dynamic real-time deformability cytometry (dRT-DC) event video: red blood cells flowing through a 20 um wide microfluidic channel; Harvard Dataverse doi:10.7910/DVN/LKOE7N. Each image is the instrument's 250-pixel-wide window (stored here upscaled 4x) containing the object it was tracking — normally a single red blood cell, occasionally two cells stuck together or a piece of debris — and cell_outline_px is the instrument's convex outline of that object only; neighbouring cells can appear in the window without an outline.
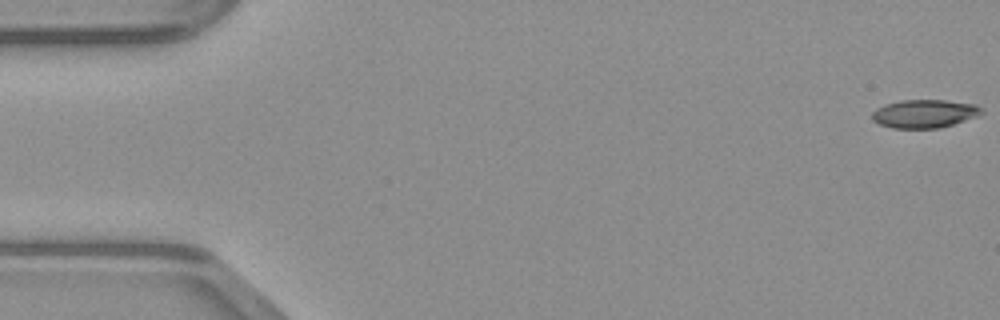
{"species": "common noctule bat (a hibernating species)", "species_latin": "Nyctalus noctula", "temperature_condition": "warm", "stored_images_in_passage": 48, "camera_frame_rate_fps": 3000, "um_per_image_px": 0.085, "animal": {"sex": "male", "body_mass_g": 23.1, "forearm_length_mm": 52.7}, "frame": {"image": 1, "passage_image": 1, "time_ms": 0.0, "image_size_px": [1000, 320], "cell_outline_px": [[984, 112], [976, 116], [940, 128], [892, 128], [880, 124], [872, 120], [872, 112], [876, 108], [884, 104], [900, 100], [944, 100], [976, 104], [984, 108]], "centroid_in_image_um": [78.57, 9.65], "position_along_channel_um": 6.4, "area_um2": 18.09}}
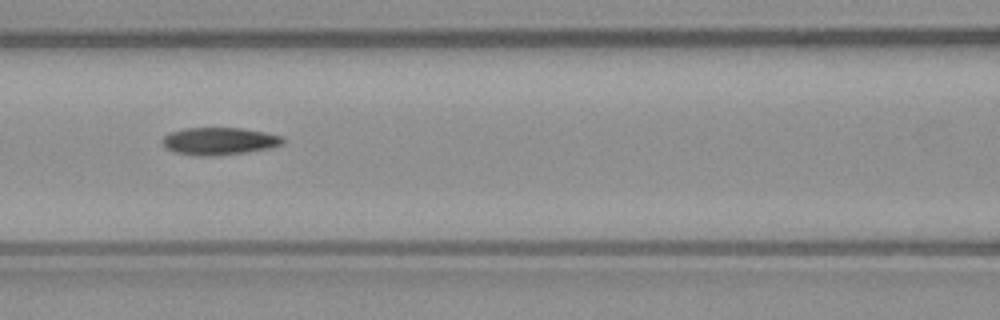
{"frame": {"image": 2, "passage_image": 21, "time_ms": 6.667, "image_size_px": [1000, 320], "cell_outline_px": [[284, 144], [268, 148], [244, 152], [212, 156], [200, 156], [176, 152], [164, 148], [160, 140], [168, 132], [184, 128], [240, 128], [264, 132], [284, 136]], "centroid_in_image_um": [18.59, 11.99], "position_along_channel_um": 148.0, "area_um2": 19.31}}
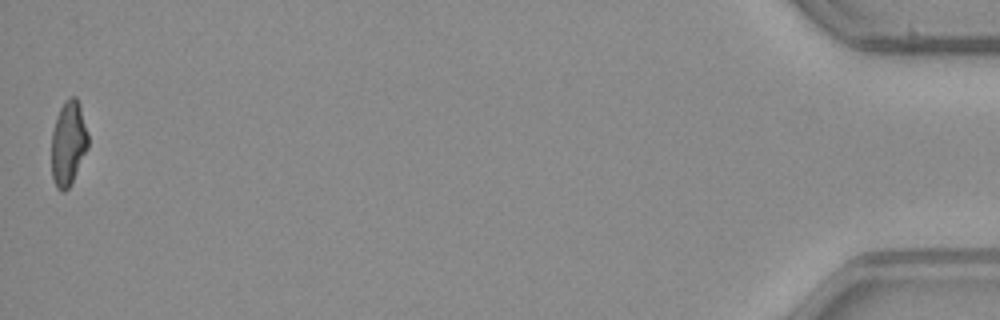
{"frame": {"image": 3, "passage_image": 48, "time_ms": 15.667, "image_size_px": [1000, 320], "cell_outline_px": [[88, 148], [72, 184], [64, 192], [56, 188], [52, 176], [52, 132], [56, 116], [64, 100], [68, 96], [76, 96], [80, 104], [88, 132]], "centroid_in_image_um": [5.82, 12.16], "position_along_channel_um": 429.4, "area_um2": 18.38}}